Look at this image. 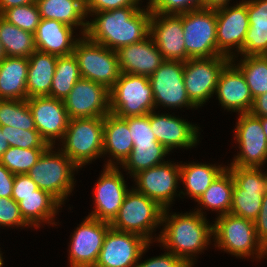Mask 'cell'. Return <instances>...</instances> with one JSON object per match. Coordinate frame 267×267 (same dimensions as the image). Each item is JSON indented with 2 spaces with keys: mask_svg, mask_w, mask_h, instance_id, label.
Listing matches in <instances>:
<instances>
[{
  "mask_svg": "<svg viewBox=\"0 0 267 267\" xmlns=\"http://www.w3.org/2000/svg\"><path fill=\"white\" fill-rule=\"evenodd\" d=\"M145 7L127 6L95 12L91 15L94 19L88 21L85 35L91 41L115 51L142 41L150 34L152 14L149 6Z\"/></svg>",
  "mask_w": 267,
  "mask_h": 267,
  "instance_id": "cell-1",
  "label": "cell"
},
{
  "mask_svg": "<svg viewBox=\"0 0 267 267\" xmlns=\"http://www.w3.org/2000/svg\"><path fill=\"white\" fill-rule=\"evenodd\" d=\"M169 212V209H164L161 225L163 227L157 236V243L166 249L164 251H169L189 267H193L197 262V254L204 253L212 243L213 223L208 222L207 217L195 210L184 214Z\"/></svg>",
  "mask_w": 267,
  "mask_h": 267,
  "instance_id": "cell-2",
  "label": "cell"
},
{
  "mask_svg": "<svg viewBox=\"0 0 267 267\" xmlns=\"http://www.w3.org/2000/svg\"><path fill=\"white\" fill-rule=\"evenodd\" d=\"M163 212L164 208L157 202L132 187L110 226L117 231L137 234L152 244L158 241L152 234L162 225Z\"/></svg>",
  "mask_w": 267,
  "mask_h": 267,
  "instance_id": "cell-3",
  "label": "cell"
},
{
  "mask_svg": "<svg viewBox=\"0 0 267 267\" xmlns=\"http://www.w3.org/2000/svg\"><path fill=\"white\" fill-rule=\"evenodd\" d=\"M58 148L49 146L27 175L63 205L74 190V174L80 168Z\"/></svg>",
  "mask_w": 267,
  "mask_h": 267,
  "instance_id": "cell-4",
  "label": "cell"
},
{
  "mask_svg": "<svg viewBox=\"0 0 267 267\" xmlns=\"http://www.w3.org/2000/svg\"><path fill=\"white\" fill-rule=\"evenodd\" d=\"M215 220L212 224V242L215 248L237 258H263L264 247L257 237L253 221L230 213L216 216Z\"/></svg>",
  "mask_w": 267,
  "mask_h": 267,
  "instance_id": "cell-5",
  "label": "cell"
},
{
  "mask_svg": "<svg viewBox=\"0 0 267 267\" xmlns=\"http://www.w3.org/2000/svg\"><path fill=\"white\" fill-rule=\"evenodd\" d=\"M103 137L104 117L69 119L60 150L81 169L103 157Z\"/></svg>",
  "mask_w": 267,
  "mask_h": 267,
  "instance_id": "cell-6",
  "label": "cell"
},
{
  "mask_svg": "<svg viewBox=\"0 0 267 267\" xmlns=\"http://www.w3.org/2000/svg\"><path fill=\"white\" fill-rule=\"evenodd\" d=\"M154 110L149 77L121 73L110 89V113L126 118L146 115Z\"/></svg>",
  "mask_w": 267,
  "mask_h": 267,
  "instance_id": "cell-7",
  "label": "cell"
},
{
  "mask_svg": "<svg viewBox=\"0 0 267 267\" xmlns=\"http://www.w3.org/2000/svg\"><path fill=\"white\" fill-rule=\"evenodd\" d=\"M234 179L230 214L255 221L267 192V171L262 168L227 166Z\"/></svg>",
  "mask_w": 267,
  "mask_h": 267,
  "instance_id": "cell-8",
  "label": "cell"
},
{
  "mask_svg": "<svg viewBox=\"0 0 267 267\" xmlns=\"http://www.w3.org/2000/svg\"><path fill=\"white\" fill-rule=\"evenodd\" d=\"M81 78L113 87L121 74L117 52L91 41L86 35L80 37L73 50Z\"/></svg>",
  "mask_w": 267,
  "mask_h": 267,
  "instance_id": "cell-9",
  "label": "cell"
},
{
  "mask_svg": "<svg viewBox=\"0 0 267 267\" xmlns=\"http://www.w3.org/2000/svg\"><path fill=\"white\" fill-rule=\"evenodd\" d=\"M215 8H202L182 13L186 54L190 58L222 55L217 49Z\"/></svg>",
  "mask_w": 267,
  "mask_h": 267,
  "instance_id": "cell-10",
  "label": "cell"
},
{
  "mask_svg": "<svg viewBox=\"0 0 267 267\" xmlns=\"http://www.w3.org/2000/svg\"><path fill=\"white\" fill-rule=\"evenodd\" d=\"M184 62L164 60L160 67L149 77L154 97L155 110L164 109H197L189 99L183 79Z\"/></svg>",
  "mask_w": 267,
  "mask_h": 267,
  "instance_id": "cell-11",
  "label": "cell"
},
{
  "mask_svg": "<svg viewBox=\"0 0 267 267\" xmlns=\"http://www.w3.org/2000/svg\"><path fill=\"white\" fill-rule=\"evenodd\" d=\"M230 58L219 55L211 58H190L184 62V85L189 99L203 107L216 92L219 76Z\"/></svg>",
  "mask_w": 267,
  "mask_h": 267,
  "instance_id": "cell-12",
  "label": "cell"
},
{
  "mask_svg": "<svg viewBox=\"0 0 267 267\" xmlns=\"http://www.w3.org/2000/svg\"><path fill=\"white\" fill-rule=\"evenodd\" d=\"M234 139L240 151L228 166L264 168L267 162V140L261 125V117L251 113L238 114Z\"/></svg>",
  "mask_w": 267,
  "mask_h": 267,
  "instance_id": "cell-13",
  "label": "cell"
},
{
  "mask_svg": "<svg viewBox=\"0 0 267 267\" xmlns=\"http://www.w3.org/2000/svg\"><path fill=\"white\" fill-rule=\"evenodd\" d=\"M172 163L169 160L161 165L153 166L140 171L134 178L133 188L157 202L162 208L170 209L177 194V187L180 181V164Z\"/></svg>",
  "mask_w": 267,
  "mask_h": 267,
  "instance_id": "cell-14",
  "label": "cell"
},
{
  "mask_svg": "<svg viewBox=\"0 0 267 267\" xmlns=\"http://www.w3.org/2000/svg\"><path fill=\"white\" fill-rule=\"evenodd\" d=\"M215 10L218 51L230 59L239 56L238 54L243 49V41L249 28L247 0L239 1V3L232 6H229V4L220 6Z\"/></svg>",
  "mask_w": 267,
  "mask_h": 267,
  "instance_id": "cell-15",
  "label": "cell"
},
{
  "mask_svg": "<svg viewBox=\"0 0 267 267\" xmlns=\"http://www.w3.org/2000/svg\"><path fill=\"white\" fill-rule=\"evenodd\" d=\"M110 228L109 222L86 216L71 235L69 267H94Z\"/></svg>",
  "mask_w": 267,
  "mask_h": 267,
  "instance_id": "cell-16",
  "label": "cell"
},
{
  "mask_svg": "<svg viewBox=\"0 0 267 267\" xmlns=\"http://www.w3.org/2000/svg\"><path fill=\"white\" fill-rule=\"evenodd\" d=\"M119 166H104L94 186L93 207L88 217L111 223L117 216L126 193L130 190Z\"/></svg>",
  "mask_w": 267,
  "mask_h": 267,
  "instance_id": "cell-17",
  "label": "cell"
},
{
  "mask_svg": "<svg viewBox=\"0 0 267 267\" xmlns=\"http://www.w3.org/2000/svg\"><path fill=\"white\" fill-rule=\"evenodd\" d=\"M69 119L105 117L110 113V90L80 78L64 100Z\"/></svg>",
  "mask_w": 267,
  "mask_h": 267,
  "instance_id": "cell-18",
  "label": "cell"
},
{
  "mask_svg": "<svg viewBox=\"0 0 267 267\" xmlns=\"http://www.w3.org/2000/svg\"><path fill=\"white\" fill-rule=\"evenodd\" d=\"M148 244L137 234L110 228L94 267H135Z\"/></svg>",
  "mask_w": 267,
  "mask_h": 267,
  "instance_id": "cell-19",
  "label": "cell"
},
{
  "mask_svg": "<svg viewBox=\"0 0 267 267\" xmlns=\"http://www.w3.org/2000/svg\"><path fill=\"white\" fill-rule=\"evenodd\" d=\"M27 102L33 115L36 130L42 139L49 146H55L56 140L60 144L69 122L64 101L43 96L28 98Z\"/></svg>",
  "mask_w": 267,
  "mask_h": 267,
  "instance_id": "cell-20",
  "label": "cell"
},
{
  "mask_svg": "<svg viewBox=\"0 0 267 267\" xmlns=\"http://www.w3.org/2000/svg\"><path fill=\"white\" fill-rule=\"evenodd\" d=\"M149 122L157 142L162 144L169 152L175 149H189L199 143L198 125L178 118L169 113H149Z\"/></svg>",
  "mask_w": 267,
  "mask_h": 267,
  "instance_id": "cell-21",
  "label": "cell"
},
{
  "mask_svg": "<svg viewBox=\"0 0 267 267\" xmlns=\"http://www.w3.org/2000/svg\"><path fill=\"white\" fill-rule=\"evenodd\" d=\"M161 52L164 60L186 62L190 57L186 54L181 14L152 13L150 34Z\"/></svg>",
  "mask_w": 267,
  "mask_h": 267,
  "instance_id": "cell-22",
  "label": "cell"
},
{
  "mask_svg": "<svg viewBox=\"0 0 267 267\" xmlns=\"http://www.w3.org/2000/svg\"><path fill=\"white\" fill-rule=\"evenodd\" d=\"M215 95L224 110L250 113L253 97L242 72L230 61L222 70Z\"/></svg>",
  "mask_w": 267,
  "mask_h": 267,
  "instance_id": "cell-23",
  "label": "cell"
},
{
  "mask_svg": "<svg viewBox=\"0 0 267 267\" xmlns=\"http://www.w3.org/2000/svg\"><path fill=\"white\" fill-rule=\"evenodd\" d=\"M121 73L150 77L164 59L149 35L142 41L123 46L117 51Z\"/></svg>",
  "mask_w": 267,
  "mask_h": 267,
  "instance_id": "cell-24",
  "label": "cell"
},
{
  "mask_svg": "<svg viewBox=\"0 0 267 267\" xmlns=\"http://www.w3.org/2000/svg\"><path fill=\"white\" fill-rule=\"evenodd\" d=\"M74 30L76 29L54 19H40L34 33L35 48L57 57L73 54L74 46L80 39V36H73L76 33Z\"/></svg>",
  "mask_w": 267,
  "mask_h": 267,
  "instance_id": "cell-25",
  "label": "cell"
},
{
  "mask_svg": "<svg viewBox=\"0 0 267 267\" xmlns=\"http://www.w3.org/2000/svg\"><path fill=\"white\" fill-rule=\"evenodd\" d=\"M132 149L133 140L127 122L115 114L108 113L104 117L103 156L111 158L104 166H121Z\"/></svg>",
  "mask_w": 267,
  "mask_h": 267,
  "instance_id": "cell-26",
  "label": "cell"
},
{
  "mask_svg": "<svg viewBox=\"0 0 267 267\" xmlns=\"http://www.w3.org/2000/svg\"><path fill=\"white\" fill-rule=\"evenodd\" d=\"M18 203L23 219L33 228L41 225H56L55 216L59 214L62 204L49 192L37 189L28 196H12ZM56 223V224H55Z\"/></svg>",
  "mask_w": 267,
  "mask_h": 267,
  "instance_id": "cell-27",
  "label": "cell"
},
{
  "mask_svg": "<svg viewBox=\"0 0 267 267\" xmlns=\"http://www.w3.org/2000/svg\"><path fill=\"white\" fill-rule=\"evenodd\" d=\"M249 28L241 55H267V0H247Z\"/></svg>",
  "mask_w": 267,
  "mask_h": 267,
  "instance_id": "cell-28",
  "label": "cell"
},
{
  "mask_svg": "<svg viewBox=\"0 0 267 267\" xmlns=\"http://www.w3.org/2000/svg\"><path fill=\"white\" fill-rule=\"evenodd\" d=\"M41 19H54L86 34L88 21L85 0H35Z\"/></svg>",
  "mask_w": 267,
  "mask_h": 267,
  "instance_id": "cell-29",
  "label": "cell"
},
{
  "mask_svg": "<svg viewBox=\"0 0 267 267\" xmlns=\"http://www.w3.org/2000/svg\"><path fill=\"white\" fill-rule=\"evenodd\" d=\"M27 57H5L0 62V99L27 100Z\"/></svg>",
  "mask_w": 267,
  "mask_h": 267,
  "instance_id": "cell-30",
  "label": "cell"
},
{
  "mask_svg": "<svg viewBox=\"0 0 267 267\" xmlns=\"http://www.w3.org/2000/svg\"><path fill=\"white\" fill-rule=\"evenodd\" d=\"M28 59L27 99L49 96L56 70L57 56L35 50Z\"/></svg>",
  "mask_w": 267,
  "mask_h": 267,
  "instance_id": "cell-31",
  "label": "cell"
},
{
  "mask_svg": "<svg viewBox=\"0 0 267 267\" xmlns=\"http://www.w3.org/2000/svg\"><path fill=\"white\" fill-rule=\"evenodd\" d=\"M227 168L226 165L206 163H180V182L186 189H182L181 196L187 195L196 202L208 189L211 183ZM184 190V191H183Z\"/></svg>",
  "mask_w": 267,
  "mask_h": 267,
  "instance_id": "cell-32",
  "label": "cell"
},
{
  "mask_svg": "<svg viewBox=\"0 0 267 267\" xmlns=\"http://www.w3.org/2000/svg\"><path fill=\"white\" fill-rule=\"evenodd\" d=\"M234 179L231 172L226 168L208 187V189L198 198L196 202L200 208H195L196 212L202 216L205 210L216 211L217 216L230 213L232 205V191ZM205 212H204V211Z\"/></svg>",
  "mask_w": 267,
  "mask_h": 267,
  "instance_id": "cell-33",
  "label": "cell"
},
{
  "mask_svg": "<svg viewBox=\"0 0 267 267\" xmlns=\"http://www.w3.org/2000/svg\"><path fill=\"white\" fill-rule=\"evenodd\" d=\"M0 41L10 57H29L35 50L34 34L9 23L0 15Z\"/></svg>",
  "mask_w": 267,
  "mask_h": 267,
  "instance_id": "cell-34",
  "label": "cell"
},
{
  "mask_svg": "<svg viewBox=\"0 0 267 267\" xmlns=\"http://www.w3.org/2000/svg\"><path fill=\"white\" fill-rule=\"evenodd\" d=\"M240 57L239 62L238 56L233 57L231 62L242 72L254 100L267 93V55Z\"/></svg>",
  "mask_w": 267,
  "mask_h": 267,
  "instance_id": "cell-35",
  "label": "cell"
},
{
  "mask_svg": "<svg viewBox=\"0 0 267 267\" xmlns=\"http://www.w3.org/2000/svg\"><path fill=\"white\" fill-rule=\"evenodd\" d=\"M168 154L169 151L162 144H138L133 146L130 155L119 167L126 169V175L133 177L140 171L167 162L164 158Z\"/></svg>",
  "mask_w": 267,
  "mask_h": 267,
  "instance_id": "cell-36",
  "label": "cell"
},
{
  "mask_svg": "<svg viewBox=\"0 0 267 267\" xmlns=\"http://www.w3.org/2000/svg\"><path fill=\"white\" fill-rule=\"evenodd\" d=\"M80 78L79 65L73 54L57 57L49 97L64 101Z\"/></svg>",
  "mask_w": 267,
  "mask_h": 267,
  "instance_id": "cell-37",
  "label": "cell"
},
{
  "mask_svg": "<svg viewBox=\"0 0 267 267\" xmlns=\"http://www.w3.org/2000/svg\"><path fill=\"white\" fill-rule=\"evenodd\" d=\"M0 126L36 130L27 100L0 99Z\"/></svg>",
  "mask_w": 267,
  "mask_h": 267,
  "instance_id": "cell-38",
  "label": "cell"
},
{
  "mask_svg": "<svg viewBox=\"0 0 267 267\" xmlns=\"http://www.w3.org/2000/svg\"><path fill=\"white\" fill-rule=\"evenodd\" d=\"M46 149H21L19 147H9L1 156L0 163L11 173L27 174L37 163L40 156Z\"/></svg>",
  "mask_w": 267,
  "mask_h": 267,
  "instance_id": "cell-39",
  "label": "cell"
},
{
  "mask_svg": "<svg viewBox=\"0 0 267 267\" xmlns=\"http://www.w3.org/2000/svg\"><path fill=\"white\" fill-rule=\"evenodd\" d=\"M1 16L9 23L33 34L41 19L36 2L6 9Z\"/></svg>",
  "mask_w": 267,
  "mask_h": 267,
  "instance_id": "cell-40",
  "label": "cell"
},
{
  "mask_svg": "<svg viewBox=\"0 0 267 267\" xmlns=\"http://www.w3.org/2000/svg\"><path fill=\"white\" fill-rule=\"evenodd\" d=\"M5 132L6 141L10 147L21 149H47L49 145L42 139L37 130H22L9 126H0Z\"/></svg>",
  "mask_w": 267,
  "mask_h": 267,
  "instance_id": "cell-41",
  "label": "cell"
},
{
  "mask_svg": "<svg viewBox=\"0 0 267 267\" xmlns=\"http://www.w3.org/2000/svg\"><path fill=\"white\" fill-rule=\"evenodd\" d=\"M129 127L133 146L138 144H160L157 142L156 136L152 132L149 113L142 116H131L123 118Z\"/></svg>",
  "mask_w": 267,
  "mask_h": 267,
  "instance_id": "cell-42",
  "label": "cell"
},
{
  "mask_svg": "<svg viewBox=\"0 0 267 267\" xmlns=\"http://www.w3.org/2000/svg\"><path fill=\"white\" fill-rule=\"evenodd\" d=\"M148 6L152 13L181 14L202 9V0H149Z\"/></svg>",
  "mask_w": 267,
  "mask_h": 267,
  "instance_id": "cell-43",
  "label": "cell"
},
{
  "mask_svg": "<svg viewBox=\"0 0 267 267\" xmlns=\"http://www.w3.org/2000/svg\"><path fill=\"white\" fill-rule=\"evenodd\" d=\"M31 227L22 217L18 203L12 197H0V228Z\"/></svg>",
  "mask_w": 267,
  "mask_h": 267,
  "instance_id": "cell-44",
  "label": "cell"
},
{
  "mask_svg": "<svg viewBox=\"0 0 267 267\" xmlns=\"http://www.w3.org/2000/svg\"><path fill=\"white\" fill-rule=\"evenodd\" d=\"M150 243L143 250L138 263L135 267H189L181 258L170 253L169 251L164 252V254L151 257L147 260L141 261L143 253L149 250Z\"/></svg>",
  "mask_w": 267,
  "mask_h": 267,
  "instance_id": "cell-45",
  "label": "cell"
},
{
  "mask_svg": "<svg viewBox=\"0 0 267 267\" xmlns=\"http://www.w3.org/2000/svg\"><path fill=\"white\" fill-rule=\"evenodd\" d=\"M142 0H85V12L87 17L95 12L109 11L127 6H141Z\"/></svg>",
  "mask_w": 267,
  "mask_h": 267,
  "instance_id": "cell-46",
  "label": "cell"
},
{
  "mask_svg": "<svg viewBox=\"0 0 267 267\" xmlns=\"http://www.w3.org/2000/svg\"><path fill=\"white\" fill-rule=\"evenodd\" d=\"M37 189V184L27 174L15 175L12 196H28Z\"/></svg>",
  "mask_w": 267,
  "mask_h": 267,
  "instance_id": "cell-47",
  "label": "cell"
},
{
  "mask_svg": "<svg viewBox=\"0 0 267 267\" xmlns=\"http://www.w3.org/2000/svg\"><path fill=\"white\" fill-rule=\"evenodd\" d=\"M257 237L263 247L267 245V192L264 194L261 209L254 221Z\"/></svg>",
  "mask_w": 267,
  "mask_h": 267,
  "instance_id": "cell-48",
  "label": "cell"
},
{
  "mask_svg": "<svg viewBox=\"0 0 267 267\" xmlns=\"http://www.w3.org/2000/svg\"><path fill=\"white\" fill-rule=\"evenodd\" d=\"M15 175L0 163V197H12Z\"/></svg>",
  "mask_w": 267,
  "mask_h": 267,
  "instance_id": "cell-49",
  "label": "cell"
},
{
  "mask_svg": "<svg viewBox=\"0 0 267 267\" xmlns=\"http://www.w3.org/2000/svg\"><path fill=\"white\" fill-rule=\"evenodd\" d=\"M250 113L256 117H267V93L254 99Z\"/></svg>",
  "mask_w": 267,
  "mask_h": 267,
  "instance_id": "cell-50",
  "label": "cell"
},
{
  "mask_svg": "<svg viewBox=\"0 0 267 267\" xmlns=\"http://www.w3.org/2000/svg\"><path fill=\"white\" fill-rule=\"evenodd\" d=\"M35 0H0V15L6 10L16 6L27 5Z\"/></svg>",
  "mask_w": 267,
  "mask_h": 267,
  "instance_id": "cell-51",
  "label": "cell"
},
{
  "mask_svg": "<svg viewBox=\"0 0 267 267\" xmlns=\"http://www.w3.org/2000/svg\"><path fill=\"white\" fill-rule=\"evenodd\" d=\"M204 8H217L230 4L231 0H202Z\"/></svg>",
  "mask_w": 267,
  "mask_h": 267,
  "instance_id": "cell-52",
  "label": "cell"
},
{
  "mask_svg": "<svg viewBox=\"0 0 267 267\" xmlns=\"http://www.w3.org/2000/svg\"><path fill=\"white\" fill-rule=\"evenodd\" d=\"M9 147V144L6 141L5 132H2L0 128V158L9 149Z\"/></svg>",
  "mask_w": 267,
  "mask_h": 267,
  "instance_id": "cell-53",
  "label": "cell"
},
{
  "mask_svg": "<svg viewBox=\"0 0 267 267\" xmlns=\"http://www.w3.org/2000/svg\"><path fill=\"white\" fill-rule=\"evenodd\" d=\"M261 125L267 140V117H261Z\"/></svg>",
  "mask_w": 267,
  "mask_h": 267,
  "instance_id": "cell-54",
  "label": "cell"
},
{
  "mask_svg": "<svg viewBox=\"0 0 267 267\" xmlns=\"http://www.w3.org/2000/svg\"><path fill=\"white\" fill-rule=\"evenodd\" d=\"M5 57H7V55H6V53H5L3 44H2L1 41H0V62H1Z\"/></svg>",
  "mask_w": 267,
  "mask_h": 267,
  "instance_id": "cell-55",
  "label": "cell"
},
{
  "mask_svg": "<svg viewBox=\"0 0 267 267\" xmlns=\"http://www.w3.org/2000/svg\"><path fill=\"white\" fill-rule=\"evenodd\" d=\"M2 251H1V248H0V267H3V265H4V258H3V254L1 253Z\"/></svg>",
  "mask_w": 267,
  "mask_h": 267,
  "instance_id": "cell-56",
  "label": "cell"
},
{
  "mask_svg": "<svg viewBox=\"0 0 267 267\" xmlns=\"http://www.w3.org/2000/svg\"><path fill=\"white\" fill-rule=\"evenodd\" d=\"M263 258H267V245L264 247Z\"/></svg>",
  "mask_w": 267,
  "mask_h": 267,
  "instance_id": "cell-57",
  "label": "cell"
}]
</instances>
